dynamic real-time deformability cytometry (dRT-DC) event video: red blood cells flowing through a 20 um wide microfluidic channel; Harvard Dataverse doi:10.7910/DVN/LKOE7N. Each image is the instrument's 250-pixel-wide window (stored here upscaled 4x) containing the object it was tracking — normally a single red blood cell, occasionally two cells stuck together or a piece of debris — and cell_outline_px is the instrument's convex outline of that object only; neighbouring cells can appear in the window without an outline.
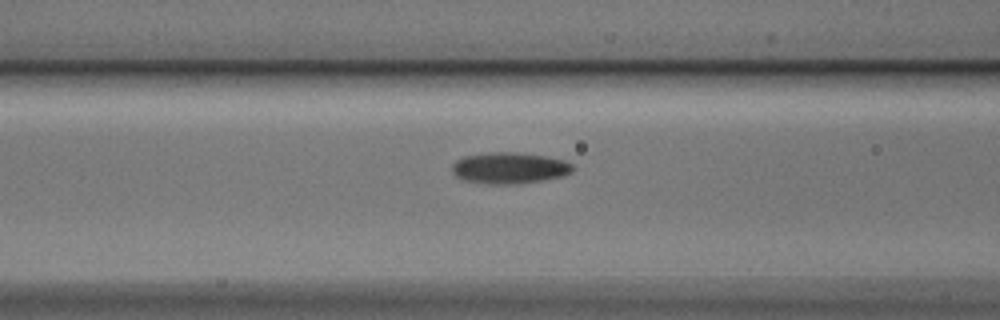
{"species": "Egyptian fruit bat (a non-hibernating species)", "species_latin": "Rousettus aegyptiacus", "temperature_condition": "cold", "stored_images_in_passage": 17, "camera_frame_rate_fps": 3000, "um_per_image_px": 0.085, "animal": {"sex": "male"}, "frame": {"image": 1, "passage_image": 15, "time_ms": 4.667, "image_size_px": [1000, 320], "cell_outline_px": [[576, 168], [572, 172], [560, 176], [544, 180], [508, 184], [492, 184], [464, 180], [456, 176], [452, 172], [452, 164], [456, 160], [464, 156], [492, 152], [516, 152], [544, 156], [564, 160], [572, 164]], "centroid_in_image_um": [43.3, 14.27], "position_along_channel_um": 123.3, "area_um2": 21.85}}